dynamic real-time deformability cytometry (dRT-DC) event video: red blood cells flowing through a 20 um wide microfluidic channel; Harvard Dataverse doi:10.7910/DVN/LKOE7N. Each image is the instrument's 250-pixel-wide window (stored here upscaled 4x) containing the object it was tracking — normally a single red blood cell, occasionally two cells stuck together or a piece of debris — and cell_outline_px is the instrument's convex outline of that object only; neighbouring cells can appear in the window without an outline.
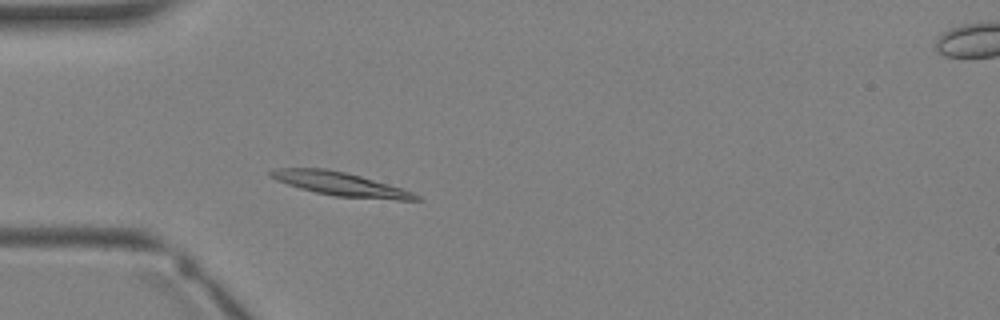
{"species": "Egyptian fruit bat (a non-hibernating species)", "species_latin": "Rousettus aegyptiacus", "temperature_condition": "warm", "stored_images_in_passage": 4, "camera_frame_rate_fps": 3000, "um_per_image_px": 0.085, "animal": {"sex": "female"}, "frame": {"image": 1, "passage_image": 3, "time_ms": 2.333, "image_size_px": [1000, 320], "cell_outline_px": [[424, 200], [396, 200], [336, 196], [316, 192], [300, 188], [276, 180], [268, 176], [268, 172], [276, 168], [324, 168], [344, 172], [360, 176], [404, 188], [420, 196]], "centroid_in_image_um": [28.96, 15.64], "position_along_channel_um": 56.0, "area_um2": 19.94}}